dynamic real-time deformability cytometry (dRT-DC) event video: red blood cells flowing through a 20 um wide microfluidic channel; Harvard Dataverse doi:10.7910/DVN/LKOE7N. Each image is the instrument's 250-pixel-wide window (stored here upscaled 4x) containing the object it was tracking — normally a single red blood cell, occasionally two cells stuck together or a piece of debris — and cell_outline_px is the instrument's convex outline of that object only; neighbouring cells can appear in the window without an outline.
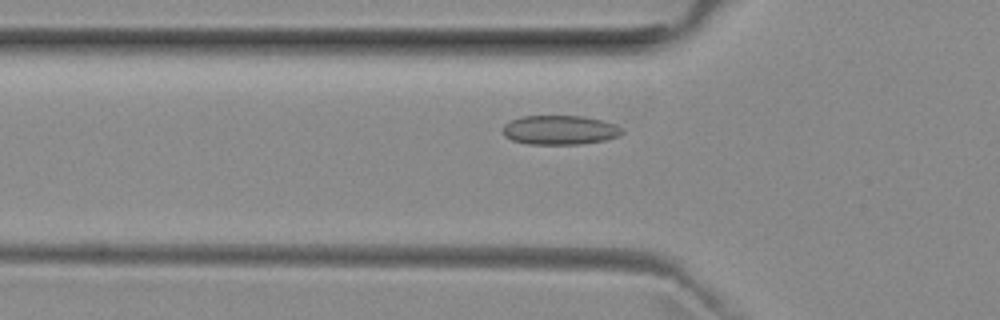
{"species": "common noctule bat (a hibernating species)", "species_latin": "Nyctalus noctula", "temperature_condition": "room temperature", "stored_images_in_passage": 52, "camera_frame_rate_fps": 3000, "um_per_image_px": 0.085, "animal": {"sex": "female", "body_mass_g": 29.2, "forearm_length_mm": 56.3}, "frame": {"image": 1, "passage_image": 17, "time_ms": 5.333, "image_size_px": [1000, 320], "cell_outline_px": [[624, 132], [616, 136], [604, 140], [580, 144], [528, 144], [512, 140], [504, 136], [504, 124], [520, 116], [584, 116], [616, 124]], "centroid_in_image_um": [47.56, 11.05], "position_along_channel_um": 78.2, "area_um2": 20.17}}
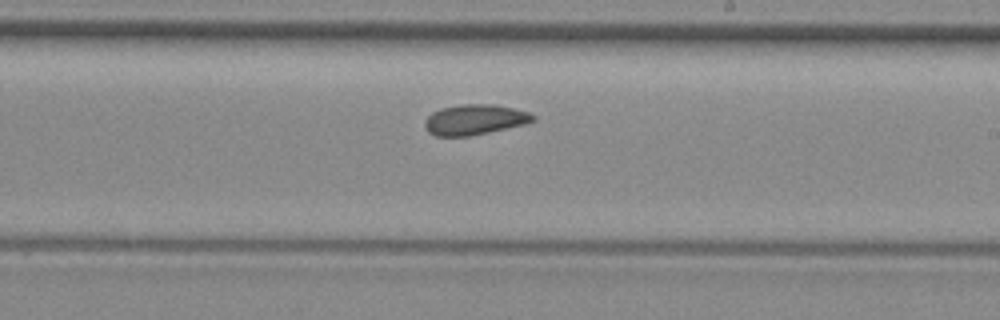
{"frame": {"image": 2, "passage_image": 30, "time_ms": 9.667, "image_size_px": [1000, 320], "cell_outline_px": [[536, 120], [524, 124], [488, 132], [468, 136], [436, 136], [428, 132], [424, 128], [424, 120], [432, 112], [440, 108], [464, 104], [492, 104], [512, 108], [528, 112], [536, 116]], "centroid_in_image_um": [40.31, 10.17], "position_along_channel_um": 248.7, "area_um2": 19.07}}
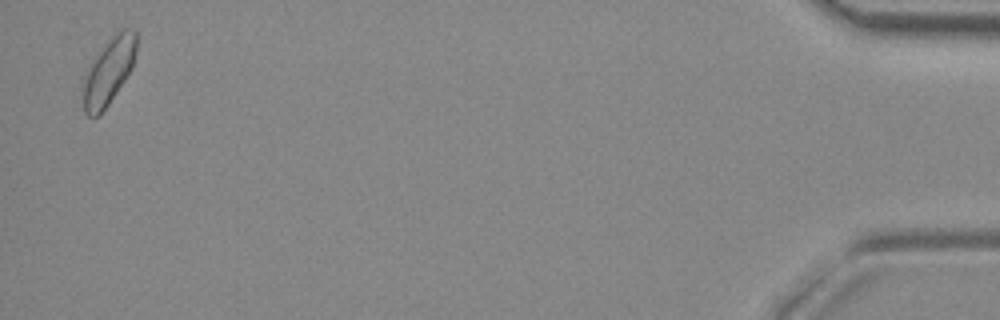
{"frame": {"image": 3, "passage_image": 51, "time_ms": 16.667, "image_size_px": [1000, 320], "cell_outline_px": [[136, 52], [132, 68], [108, 104], [96, 116], [88, 116], [84, 112], [84, 76], [92, 60], [104, 44], [120, 28], [132, 28], [136, 32]], "centroid_in_image_um": [9.26, 5.99], "position_along_channel_um": 425.9, "area_um2": 20.29}, "authors_computed_cell_mechanics": {"area_um2": 19.3052, "velocity_mm_per_s": 3.9256, "shape_relaxation_time_tau1_ms": 2.9081, "shape_relaxation_time_tau2_ms": null, "deformation_change_tau1": 0.0464, "deformation_change_tau2": null}}